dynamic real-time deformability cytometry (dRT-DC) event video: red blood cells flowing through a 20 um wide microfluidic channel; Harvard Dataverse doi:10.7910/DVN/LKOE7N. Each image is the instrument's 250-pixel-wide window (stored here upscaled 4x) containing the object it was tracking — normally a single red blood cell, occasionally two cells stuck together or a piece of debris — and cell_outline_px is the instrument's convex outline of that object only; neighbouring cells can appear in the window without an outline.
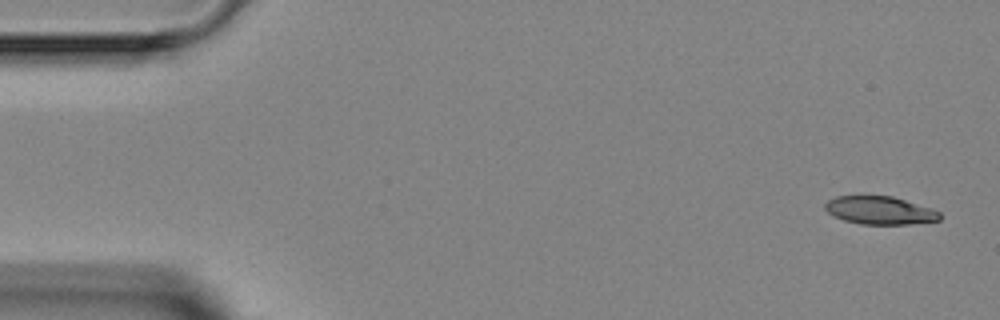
{"species": "Egyptian fruit bat (a non-hibernating species)", "species_latin": "Rousettus aegyptiacus", "temperature_condition": "room temperature", "stored_images_in_passage": 5, "camera_frame_rate_fps": 3000, "um_per_image_px": 0.085, "animal": {"sex": "female"}, "frame": {"image": 1, "passage_image": 1, "time_ms": 0.0, "image_size_px": [1000, 320], "cell_outline_px": [[940, 220], [908, 224], [860, 224], [844, 220], [832, 216], [824, 208], [824, 204], [828, 200], [836, 196], [892, 196], [932, 208], [940, 212]], "centroid_in_image_um": [74.77, 17.88], "position_along_channel_um": 10.2, "area_um2": 18.73}}
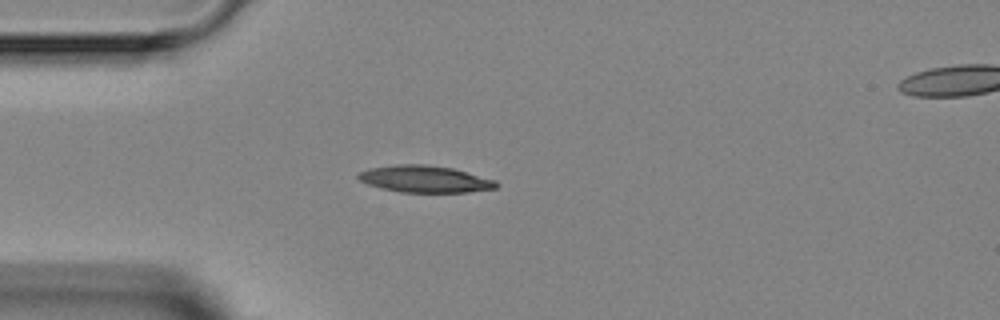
{"frame": {"image": 2, "passage_image": 4, "time_ms": 3.667, "image_size_px": [1000, 320], "cell_outline_px": [[500, 184], [496, 188], [468, 192], [400, 192], [380, 188], [368, 184], [360, 180], [356, 176], [360, 172], [368, 168], [396, 164], [424, 164], [452, 168], [496, 180]], "centroid_in_image_um": [36.11, 15.21], "position_along_channel_um": 48.9, "area_um2": 21.62}}